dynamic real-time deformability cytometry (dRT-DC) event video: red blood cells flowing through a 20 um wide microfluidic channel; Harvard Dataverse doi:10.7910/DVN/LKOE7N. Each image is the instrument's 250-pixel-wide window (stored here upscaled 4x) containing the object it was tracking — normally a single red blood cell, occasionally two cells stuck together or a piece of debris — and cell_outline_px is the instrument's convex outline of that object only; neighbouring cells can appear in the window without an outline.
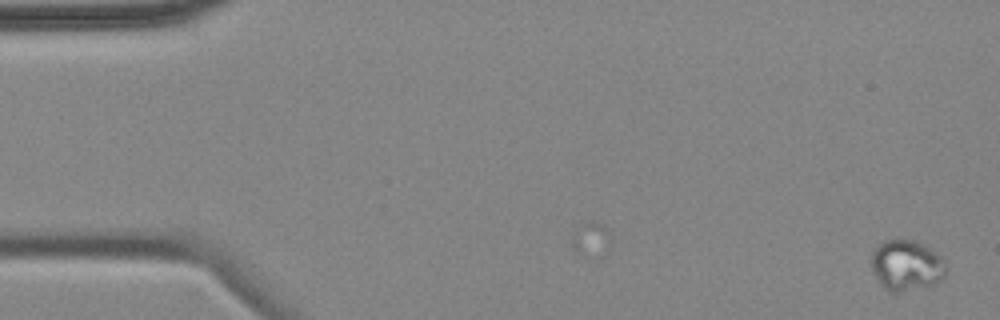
{"species": "common noctule bat (a hibernating species)", "species_latin": "Nyctalus noctula", "temperature_condition": "cold", "stored_images_in_passage": 5, "camera_frame_rate_fps": 3000, "um_per_image_px": 0.085, "animal": {"sex": "female", "body_mass_g": 18.4}, "frame": {"image": 1, "passage_image": 1, "time_ms": 0.0, "image_size_px": [1000, 320], "cell_outline_px": [[948, 272], [940, 280], [932, 284], [896, 292], [892, 292], [884, 288], [880, 284], [872, 268], [872, 252], [884, 240], [912, 240], [928, 248], [940, 256], [944, 260], [948, 268]], "centroid_in_image_um": [77.06, 22.55], "position_along_channel_um": 7.9, "area_um2": 21.56}}
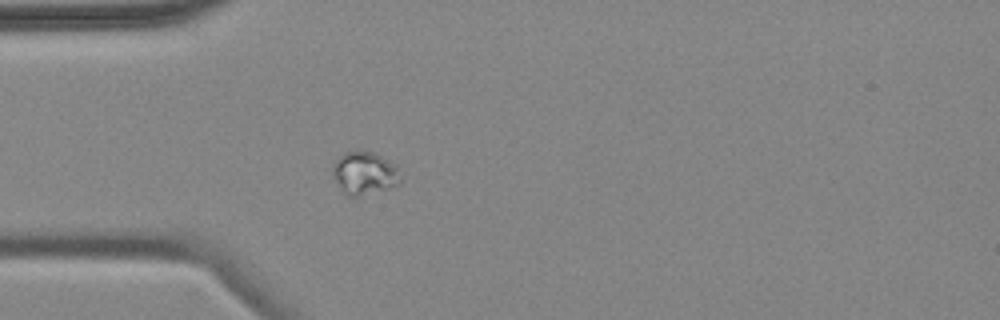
{"frame": {"image": 2, "passage_image": 5, "time_ms": 5.0, "image_size_px": [1000, 320], "cell_outline_px": [[400, 184], [388, 188], [356, 196], [348, 196], [344, 192], [336, 180], [332, 172], [332, 168], [336, 160], [344, 152], [356, 148], [372, 152], [396, 164], [400, 180]], "centroid_in_image_um": [30.97, 14.67], "position_along_channel_um": 54.0, "area_um2": 16.82}}